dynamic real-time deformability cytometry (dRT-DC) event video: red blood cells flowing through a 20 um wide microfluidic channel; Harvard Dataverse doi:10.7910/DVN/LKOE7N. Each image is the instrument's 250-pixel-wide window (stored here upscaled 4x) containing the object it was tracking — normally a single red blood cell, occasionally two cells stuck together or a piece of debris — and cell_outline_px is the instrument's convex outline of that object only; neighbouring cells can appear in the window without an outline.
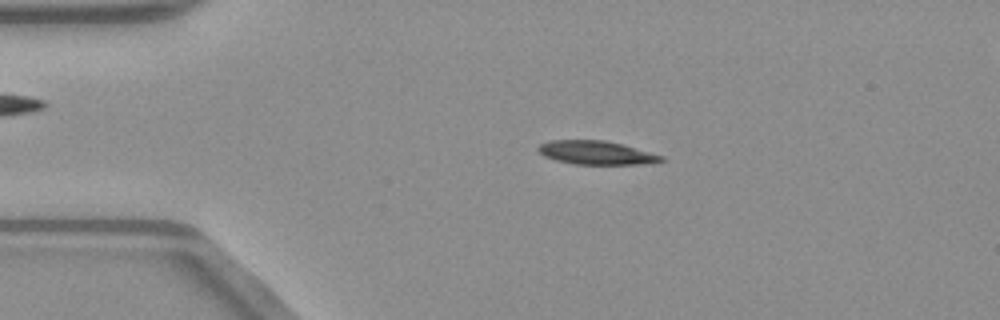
{"species": "common noctule bat (a hibernating species)", "species_latin": "Nyctalus noctula", "temperature_condition": "warm", "stored_images_in_passage": 50, "camera_frame_rate_fps": 3000, "um_per_image_px": 0.085, "animal": {"sex": "male", "body_mass_g": 23.1, "forearm_length_mm": 52.7}, "frame": {"image": 1, "passage_image": 10, "time_ms": 3.0, "image_size_px": [1000, 320], "cell_outline_px": [[664, 160], [644, 164], [576, 164], [556, 160], [544, 156], [536, 148], [540, 144], [552, 140], [604, 140], [624, 144], [664, 156]], "centroid_in_image_um": [50.69, 12.97], "position_along_channel_um": 34.3, "area_um2": 16.88}}
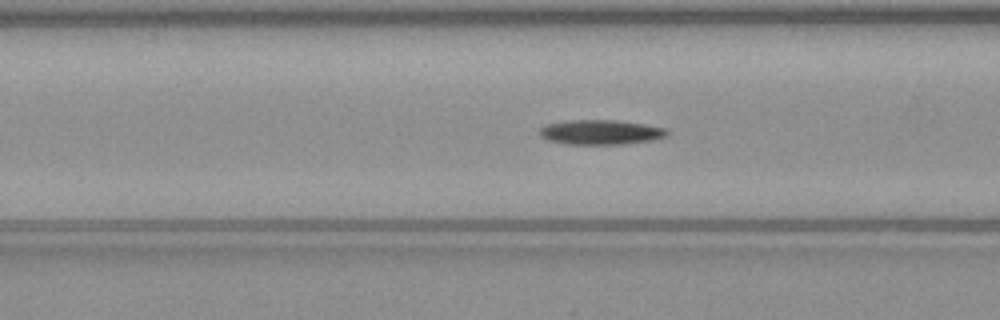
{"frame": {"image": 2, "passage_image": 19, "time_ms": 6.0, "image_size_px": [1000, 320], "cell_outline_px": [[668, 136], [656, 140], [624, 144], [568, 144], [548, 140], [540, 136], [540, 128], [548, 124], [572, 120], [616, 120], [644, 124], [664, 128], [668, 132]], "centroid_in_image_um": [51.1, 11.24], "position_along_channel_um": 115.5, "area_um2": 18.32}}
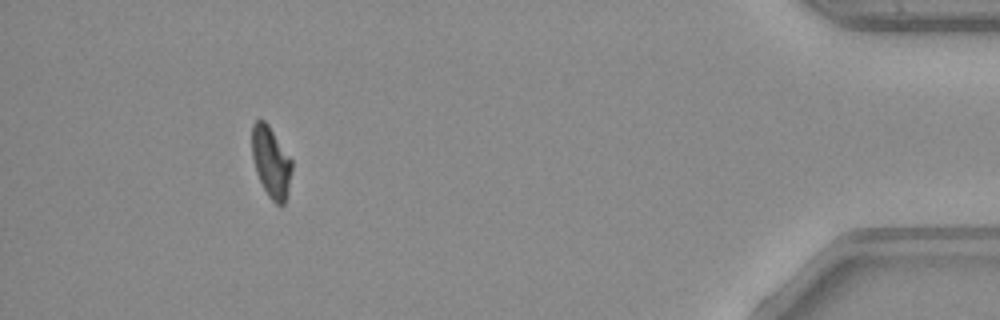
{"frame": {"image": 3, "passage_image": 46, "time_ms": 15.0, "image_size_px": [1000, 320], "cell_outline_px": [[292, 168], [288, 192], [284, 204], [280, 208], [268, 196], [256, 172], [252, 156], [252, 124], [256, 120], [264, 120], [268, 124], [292, 160]], "centroid_in_image_um": [23.04, 13.79], "position_along_channel_um": 412.2, "area_um2": 16.47}}